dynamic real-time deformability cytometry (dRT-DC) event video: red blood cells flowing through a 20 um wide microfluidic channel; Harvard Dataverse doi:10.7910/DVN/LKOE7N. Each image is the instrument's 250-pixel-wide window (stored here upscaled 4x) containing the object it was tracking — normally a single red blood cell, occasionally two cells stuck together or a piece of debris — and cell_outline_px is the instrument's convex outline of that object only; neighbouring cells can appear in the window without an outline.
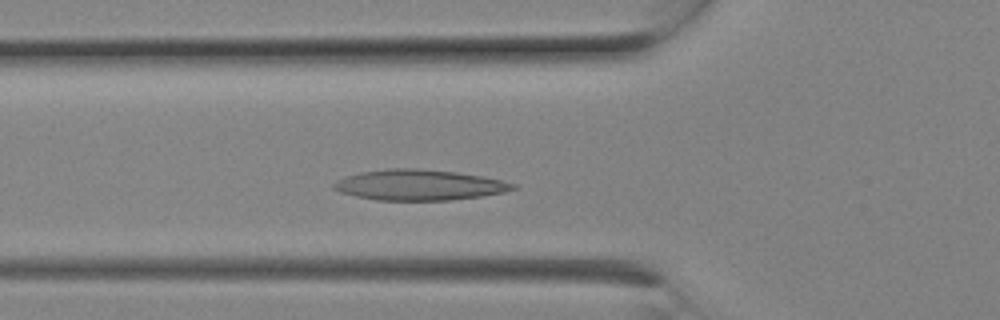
{"species": "Egyptian fruit bat (a non-hibernating species)", "species_latin": "Rousettus aegyptiacus", "temperature_condition": "room temperature", "stored_images_in_passage": 6, "camera_frame_rate_fps": 3000, "um_per_image_px": 0.085, "animal": {"sex": "female"}, "frame": {"image": 1, "passage_image": 6, "time_ms": 1.667, "image_size_px": [1000, 320], "cell_outline_px": [[516, 188], [504, 192], [480, 196], [452, 200], [376, 200], [356, 196], [340, 192], [332, 188], [332, 184], [336, 180], [360, 172], [388, 168], [416, 168], [456, 172], [484, 176], [516, 184]], "centroid_in_image_um": [35.61, 15.72], "position_along_channel_um": 90.2, "area_um2": 31.91}}